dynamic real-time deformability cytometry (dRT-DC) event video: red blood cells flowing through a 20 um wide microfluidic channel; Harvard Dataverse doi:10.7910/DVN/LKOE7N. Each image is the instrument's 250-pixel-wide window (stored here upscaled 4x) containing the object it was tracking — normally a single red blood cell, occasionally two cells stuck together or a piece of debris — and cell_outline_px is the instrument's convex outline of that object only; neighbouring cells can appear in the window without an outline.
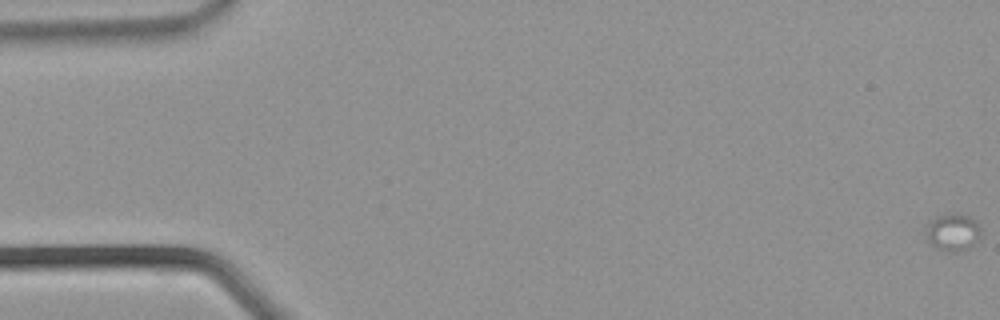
{"species": "common noctule bat (a hibernating species)", "species_latin": "Nyctalus noctula", "temperature_condition": "warm", "stored_images_in_passage": 32, "camera_frame_rate_fps": 3000, "um_per_image_px": 0.085, "animal": {"sex": "male", "body_mass_g": 21.5, "forearm_length_mm": 52.0}, "frame": {"image": 1, "passage_image": 1, "time_ms": 0.0, "image_size_px": [1000, 320], "cell_outline_px": [[980, 232], [976, 240], [968, 248], [956, 252], [948, 252], [936, 248], [924, 236], [932, 220], [936, 216], [956, 212], [960, 212], [968, 216], [980, 228]], "centroid_in_image_um": [80.96, 19.73], "position_along_channel_um": 4.0, "area_um2": 11.68}}